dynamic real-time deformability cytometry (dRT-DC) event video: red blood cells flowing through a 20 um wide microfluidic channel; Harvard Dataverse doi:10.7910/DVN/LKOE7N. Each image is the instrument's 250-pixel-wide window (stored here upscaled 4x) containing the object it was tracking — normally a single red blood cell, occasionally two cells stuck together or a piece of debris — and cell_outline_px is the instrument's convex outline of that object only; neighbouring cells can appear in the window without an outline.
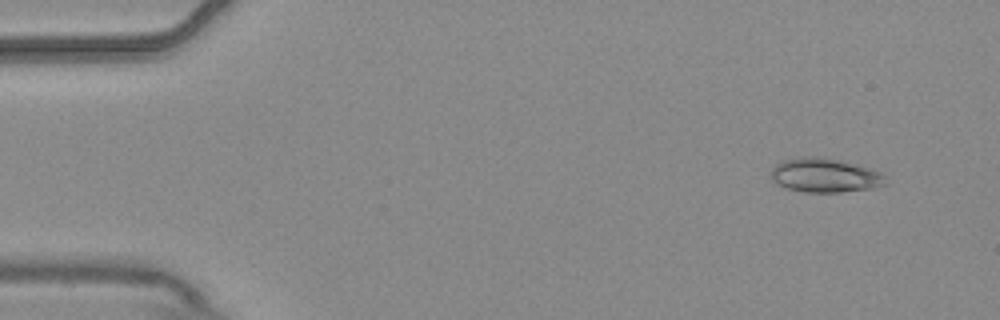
{"species": "common noctule bat (a hibernating species)", "species_latin": "Nyctalus noctula", "temperature_condition": "warm", "stored_images_in_passage": 3, "camera_frame_rate_fps": 3000, "um_per_image_px": 0.085, "animal": {"sex": "male", "body_mass_g": 20.4}, "frame": {"image": 1, "passage_image": 1, "time_ms": 0.0, "image_size_px": [1000, 320], "cell_outline_px": [[888, 184], [872, 188], [840, 192], [804, 192], [784, 188], [772, 180], [772, 168], [776, 164], [784, 160], [804, 156], [820, 156], [840, 160], [856, 164], [880, 172], [884, 176]], "centroid_in_image_um": [70.11, 14.9], "position_along_channel_um": 14.9, "area_um2": 22.83}}
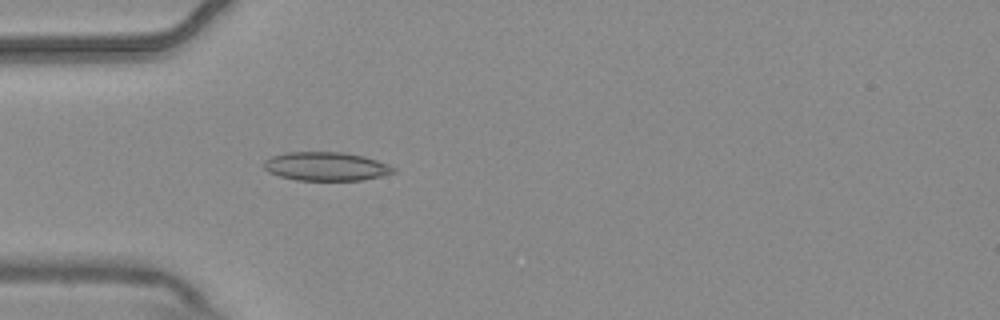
{"frame": {"image": 2, "passage_image": 3, "time_ms": 0.667, "image_size_px": [1000, 320], "cell_outline_px": [[396, 172], [380, 176], [360, 180], [296, 180], [280, 176], [268, 172], [264, 168], [264, 160], [272, 156], [288, 152], [344, 152], [364, 156], [388, 164], [396, 168]], "centroid_in_image_um": [27.71, 14.14], "position_along_channel_um": 57.3, "area_um2": 21.62}}